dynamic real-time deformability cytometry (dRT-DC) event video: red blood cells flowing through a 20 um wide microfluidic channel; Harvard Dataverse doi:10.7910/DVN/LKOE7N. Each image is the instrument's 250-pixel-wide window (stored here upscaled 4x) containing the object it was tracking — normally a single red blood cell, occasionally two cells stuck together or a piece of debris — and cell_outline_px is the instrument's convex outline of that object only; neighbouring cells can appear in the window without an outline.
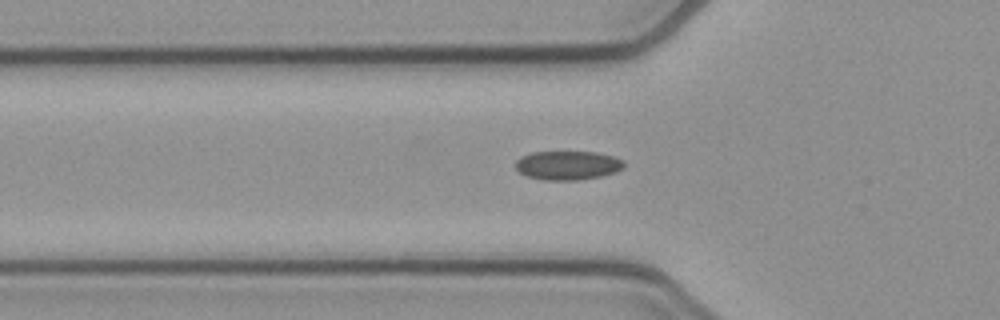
{"species": "common noctule bat (a hibernating species)", "species_latin": "Nyctalus noctula", "temperature_condition": "cold", "stored_images_in_passage": 38, "camera_frame_rate_fps": 3000, "um_per_image_px": 0.085, "animal": {"sex": "female", "body_mass_g": 21.9}, "frame": {"image": 1, "passage_image": 4, "time_ms": 1.0, "image_size_px": [1000, 320], "cell_outline_px": [[624, 168], [616, 172], [600, 176], [576, 180], [544, 180], [528, 176], [520, 172], [516, 168], [516, 160], [520, 156], [532, 152], [596, 152], [612, 156], [624, 160]], "centroid_in_image_um": [48.26, 14.05], "position_along_channel_um": 77.5, "area_um2": 18.26}}
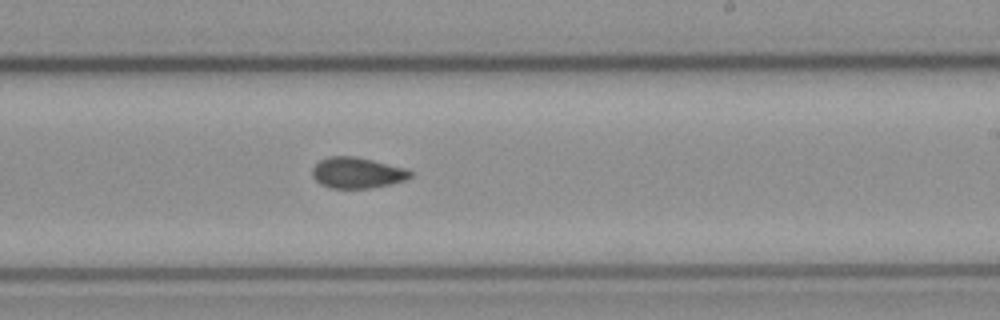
{"frame": {"image": 2, "passage_image": 18, "time_ms": 5.667, "image_size_px": [1000, 320], "cell_outline_px": [[412, 176], [404, 180], [388, 184], [368, 188], [328, 188], [320, 184], [312, 176], [312, 168], [320, 160], [328, 156], [356, 156], [404, 168], [412, 172]], "centroid_in_image_um": [30.31, 14.68], "position_along_channel_um": 258.7, "area_um2": 17.51}}
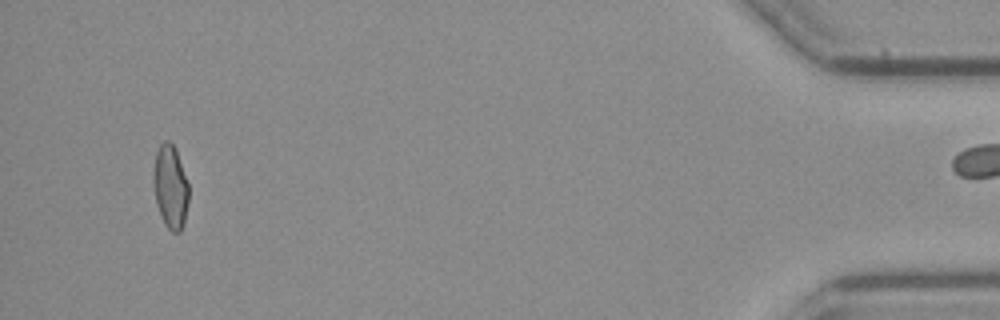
{"frame": {"image": 3, "passage_image": 37, "time_ms": 12.0, "image_size_px": [1000, 320], "cell_outline_px": [[188, 204], [184, 224], [180, 232], [172, 232], [164, 224], [156, 204], [152, 184], [152, 176], [156, 152], [160, 144], [164, 140], [168, 140], [176, 148], [188, 184]], "centroid_in_image_um": [14.47, 15.88], "position_along_channel_um": 420.7, "area_um2": 17.46}}